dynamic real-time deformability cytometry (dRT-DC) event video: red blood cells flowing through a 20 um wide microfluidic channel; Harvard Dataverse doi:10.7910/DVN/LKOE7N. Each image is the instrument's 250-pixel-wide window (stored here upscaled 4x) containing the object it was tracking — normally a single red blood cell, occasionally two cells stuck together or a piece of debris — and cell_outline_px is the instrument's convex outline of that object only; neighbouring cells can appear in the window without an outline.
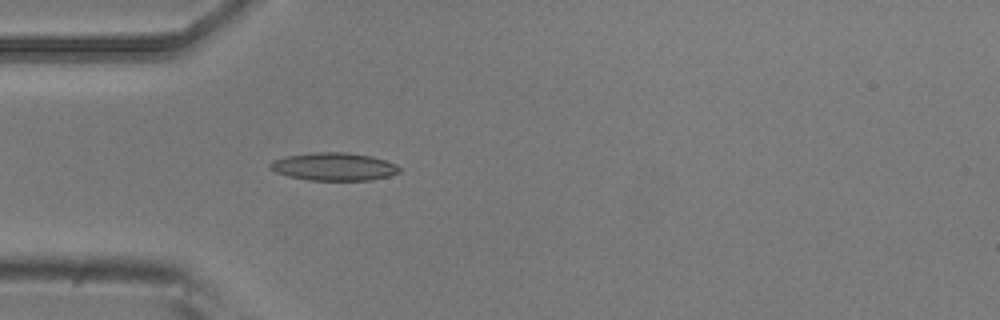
{"species": "common noctule bat (a hibernating species)", "species_latin": "Nyctalus noctula", "temperature_condition": "room temperature", "stored_images_in_passage": 5, "camera_frame_rate_fps": 3000, "um_per_image_px": 0.085, "animal": {"sex": "male", "body_mass_g": 20.5, "forearm_length_mm": 52.5}, "frame": {"image": 1, "passage_image": 5, "time_ms": 4.667, "image_size_px": [1000, 320], "cell_outline_px": [[400, 172], [388, 176], [372, 180], [308, 180], [288, 176], [276, 172], [268, 168], [268, 164], [272, 160], [288, 156], [316, 152], [348, 152], [372, 156], [396, 164], [400, 168]], "centroid_in_image_um": [28.37, 14.16], "position_along_channel_um": 56.6, "area_um2": 21.04}}